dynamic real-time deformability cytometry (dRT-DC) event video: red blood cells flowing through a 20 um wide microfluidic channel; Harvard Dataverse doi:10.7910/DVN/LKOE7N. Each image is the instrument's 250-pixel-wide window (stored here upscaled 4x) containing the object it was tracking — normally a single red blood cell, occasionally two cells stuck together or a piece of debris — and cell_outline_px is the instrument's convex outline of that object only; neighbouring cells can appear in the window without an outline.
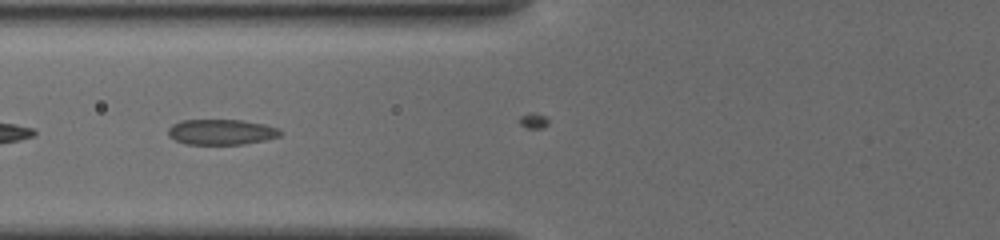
{"species": "common noctule bat (a hibernating species)", "species_latin": "Nyctalus noctula", "temperature_condition": "cold", "stored_images_in_passage": 5, "camera_frame_rate_fps": 3000, "um_per_image_px": 0.085, "animal": {"sex": "female", "body_mass_g": 19.5, "forearm_length_mm": 54.1}, "frame": {"image": 1, "passage_image": 4, "time_ms": 1.333, "image_size_px": [1000, 240], "cell_outline_px": [[280, 136], [264, 140], [244, 144], [184, 144], [168, 136], [168, 128], [172, 124], [180, 120], [240, 120], [264, 124], [280, 128]], "centroid_in_image_um": [18.78, 11.22], "position_along_channel_um": 107.0, "area_um2": 16.65}}